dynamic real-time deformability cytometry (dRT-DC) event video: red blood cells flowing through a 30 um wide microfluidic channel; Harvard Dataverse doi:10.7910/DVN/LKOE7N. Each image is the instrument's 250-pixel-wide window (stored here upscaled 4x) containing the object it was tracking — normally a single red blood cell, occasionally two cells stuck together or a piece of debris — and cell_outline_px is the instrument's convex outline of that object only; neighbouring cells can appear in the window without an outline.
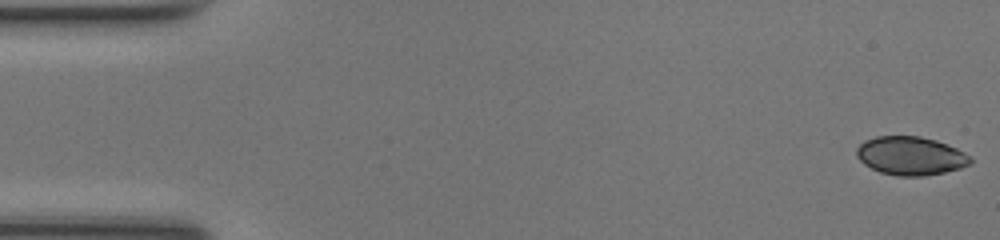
{"species": "common noctule bat (a hibernating species)", "species_latin": "Nyctalus noctula", "temperature_condition": "room temperature", "stored_images_in_passage": 49, "camera_frame_rate_fps": 3000, "um_per_image_px": 0.085, "animal": {"sex": "female", "body_mass_g": 17.0, "forearm_length_mm": 48.0}, "frame": {"image": 1, "passage_image": 1, "time_ms": 0.0, "image_size_px": [1000, 240], "cell_outline_px": [[972, 164], [960, 168], [944, 172], [924, 176], [896, 176], [880, 172], [864, 164], [856, 156], [856, 148], [864, 140], [876, 136], [920, 136], [936, 140], [956, 148], [972, 156]], "centroid_in_image_um": [77.41, 13.24], "position_along_channel_um": 7.6, "area_um2": 25.72}}
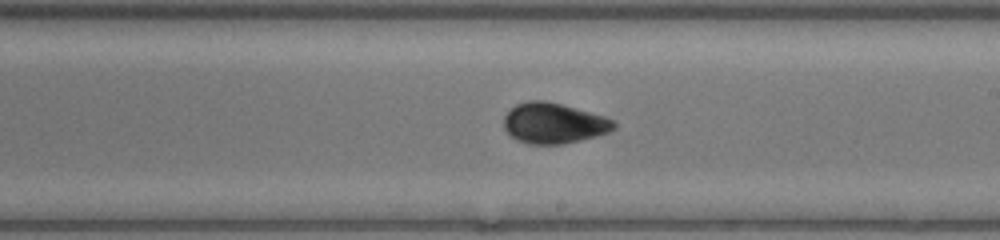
{"frame": {"image": 2, "passage_image": 28, "time_ms": 9.0, "image_size_px": [1000, 240], "cell_outline_px": [[616, 128], [608, 132], [596, 136], [580, 140], [560, 144], [528, 144], [516, 140], [504, 128], [504, 116], [516, 104], [528, 100], [544, 100], [560, 104], [604, 116], [612, 120], [616, 124]], "centroid_in_image_um": [47.05, 10.47], "position_along_channel_um": 242.0, "area_um2": 25.78}}
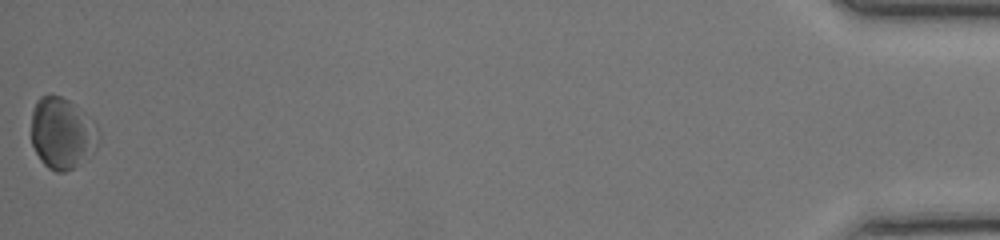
{"frame": {"image": 3, "passage_image": 49, "time_ms": 16.0, "image_size_px": [1000, 240], "cell_outline_px": [[100, 136], [96, 148], [88, 160], [76, 168], [64, 172], [56, 172], [48, 168], [40, 160], [32, 144], [32, 112], [36, 100], [40, 96], [60, 96], [76, 104], [96, 124], [100, 132]], "centroid_in_image_um": [5.32, 11.36], "position_along_channel_um": 429.9, "area_um2": 28.5}, "authors_computed_cell_mechanics": {"area_um2": 25.6054, "velocity_mm_per_s": 4.2135, "shape_relaxation_time_tau1_ms": 2.6213, "shape_relaxation_time_tau2_ms": null, "deformation_change_tau1": 0.1047, "deformation_change_tau2": null}}